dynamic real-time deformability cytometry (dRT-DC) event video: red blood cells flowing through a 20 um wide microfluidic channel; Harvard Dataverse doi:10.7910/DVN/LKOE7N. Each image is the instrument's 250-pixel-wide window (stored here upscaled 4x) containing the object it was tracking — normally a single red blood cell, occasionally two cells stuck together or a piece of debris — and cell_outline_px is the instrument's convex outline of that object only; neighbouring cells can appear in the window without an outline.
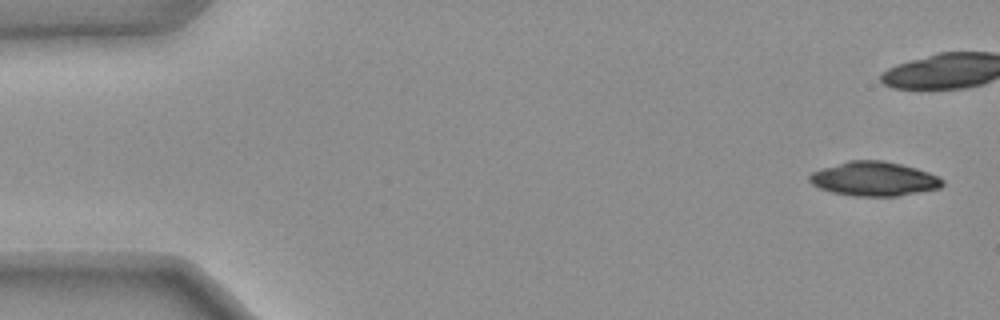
{"species": "common noctule bat (a hibernating species)", "species_latin": "Nyctalus noctula", "temperature_condition": "warm", "stored_images_in_passage": 18, "camera_frame_rate_fps": 3000, "um_per_image_px": 0.085, "animal": {"sex": "female", "body_mass_g": 25.1}, "frame": {"image": 1, "passage_image": 1, "time_ms": 0.0, "image_size_px": [1000, 320], "cell_outline_px": [[940, 184], [924, 188], [896, 192], [852, 192], [832, 188], [816, 180], [856, 164], [888, 164], [904, 168], [928, 176], [936, 180]], "centroid_in_image_um": [74.57, 15.22], "position_along_channel_um": 10.4, "area_um2": 17.51}}